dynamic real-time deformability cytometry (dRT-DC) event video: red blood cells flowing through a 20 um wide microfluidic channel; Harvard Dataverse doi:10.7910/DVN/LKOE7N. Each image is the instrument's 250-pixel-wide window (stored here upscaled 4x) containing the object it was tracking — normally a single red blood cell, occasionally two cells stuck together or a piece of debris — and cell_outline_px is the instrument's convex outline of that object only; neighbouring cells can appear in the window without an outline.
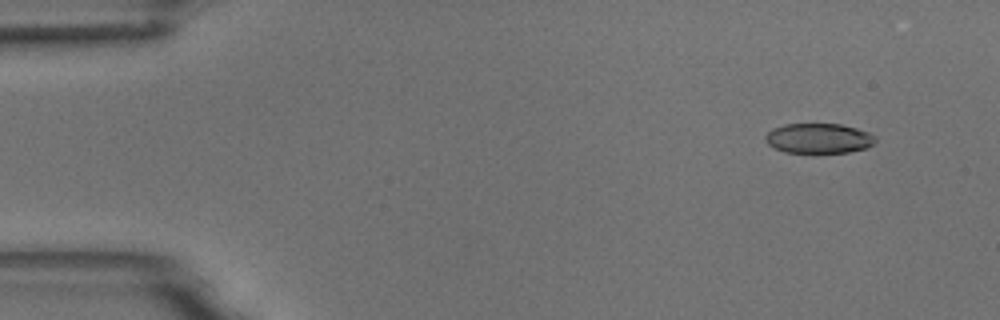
{"species": "common noctule bat (a hibernating species)", "species_latin": "Nyctalus noctula", "temperature_condition": "room temperature", "stored_images_in_passage": 6, "segment_of_instrument_passage": [1, 2], "camera_frame_rate_fps": 3000, "um_per_image_px": 0.085, "animal": {"sex": "male", "body_mass_g": 18.8}, "frame": {"image": 1, "passage_image": 2, "time_ms": 0.333, "image_size_px": [1000, 320], "cell_outline_px": [[876, 140], [872, 144], [864, 148], [848, 152], [784, 152], [768, 144], [764, 140], [764, 136], [772, 128], [784, 124], [840, 124], [856, 128], [868, 132], [876, 136]], "centroid_in_image_um": [69.56, 11.74], "position_along_channel_um": 15.4, "area_um2": 19.07}}
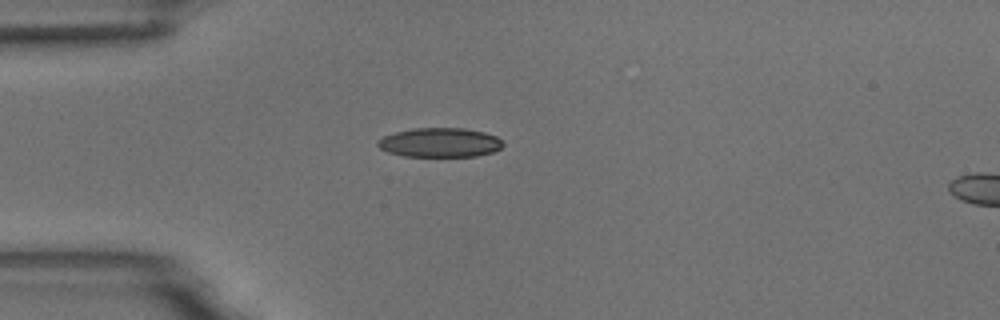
{"frame": {"image": 2, "passage_image": 5, "time_ms": 1.333, "image_size_px": [1000, 320], "cell_outline_px": [[504, 144], [500, 148], [492, 152], [476, 156], [404, 156], [388, 152], [380, 148], [376, 144], [376, 140], [384, 136], [396, 132], [412, 128], [464, 128], [484, 132], [496, 136]], "centroid_in_image_um": [37.36, 12.11], "position_along_channel_um": 47.6, "area_um2": 21.33}}